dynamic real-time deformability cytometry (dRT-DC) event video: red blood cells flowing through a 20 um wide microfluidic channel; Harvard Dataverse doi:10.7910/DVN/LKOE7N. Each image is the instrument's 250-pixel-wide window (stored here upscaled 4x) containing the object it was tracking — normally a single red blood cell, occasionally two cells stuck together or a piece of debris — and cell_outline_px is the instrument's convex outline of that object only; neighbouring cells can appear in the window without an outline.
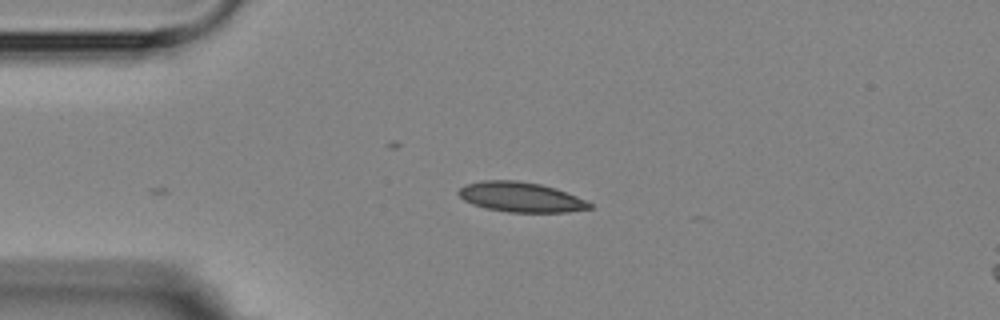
{"species": "Egyptian fruit bat (a non-hibernating species)", "species_latin": "Rousettus aegyptiacus", "temperature_condition": "room temperature", "stored_images_in_passage": 4, "camera_frame_rate_fps": 3000, "um_per_image_px": 0.085, "animal": {"sex": "female"}, "frame": {"image": 1, "passage_image": 4, "time_ms": 3.333, "image_size_px": [1000, 320], "cell_outline_px": [[592, 208], [568, 212], [508, 212], [484, 208], [472, 204], [464, 200], [456, 192], [464, 184], [480, 180], [516, 180], [540, 184], [556, 188], [576, 196], [592, 204]], "centroid_in_image_um": [44.22, 16.74], "position_along_channel_um": 40.8, "area_um2": 22.95}}